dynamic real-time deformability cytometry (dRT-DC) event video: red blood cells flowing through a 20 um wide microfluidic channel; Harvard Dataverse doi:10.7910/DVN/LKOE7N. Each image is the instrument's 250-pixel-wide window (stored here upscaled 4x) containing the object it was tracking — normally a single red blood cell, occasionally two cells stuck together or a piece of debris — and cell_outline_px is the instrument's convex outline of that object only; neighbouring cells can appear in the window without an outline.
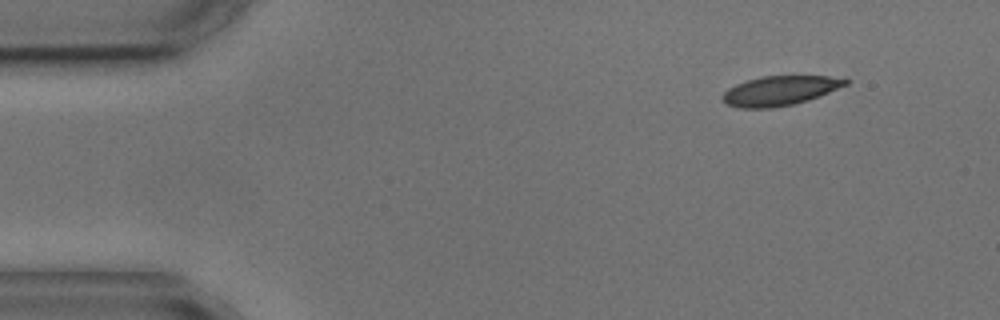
{"species": "common noctule bat (a hibernating species)", "species_latin": "Nyctalus noctula", "temperature_condition": "cold", "stored_images_in_passage": 4, "camera_frame_rate_fps": 3000, "um_per_image_px": 0.085, "animal": {"sex": "male", "body_mass_g": 17.9, "forearm_length_mm": 54.2}, "frame": {"image": 1, "passage_image": 1, "time_ms": 0.0, "image_size_px": [1000, 320], "cell_outline_px": [[848, 84], [808, 100], [792, 104], [772, 108], [740, 108], [728, 104], [720, 96], [728, 88], [736, 84], [760, 76], [828, 76], [848, 80]], "centroid_in_image_um": [66.25, 7.71], "position_along_channel_um": 18.8, "area_um2": 20.87}}
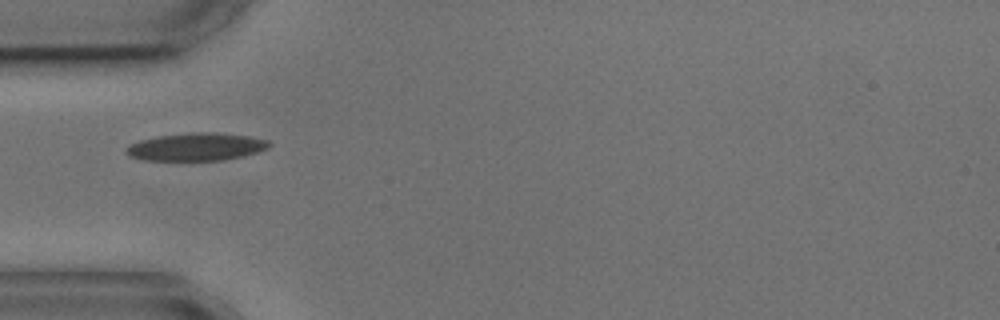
{"frame": {"image": 2, "passage_image": 4, "time_ms": 3.667, "image_size_px": [1000, 320], "cell_outline_px": [[272, 144], [268, 148], [260, 152], [244, 156], [224, 160], [144, 160], [128, 156], [124, 152], [124, 148], [128, 144], [140, 140], [156, 136], [192, 132], [216, 132], [252, 136], [268, 140]], "centroid_in_image_um": [16.69, 12.47], "position_along_channel_um": 68.3, "area_um2": 23.58}}